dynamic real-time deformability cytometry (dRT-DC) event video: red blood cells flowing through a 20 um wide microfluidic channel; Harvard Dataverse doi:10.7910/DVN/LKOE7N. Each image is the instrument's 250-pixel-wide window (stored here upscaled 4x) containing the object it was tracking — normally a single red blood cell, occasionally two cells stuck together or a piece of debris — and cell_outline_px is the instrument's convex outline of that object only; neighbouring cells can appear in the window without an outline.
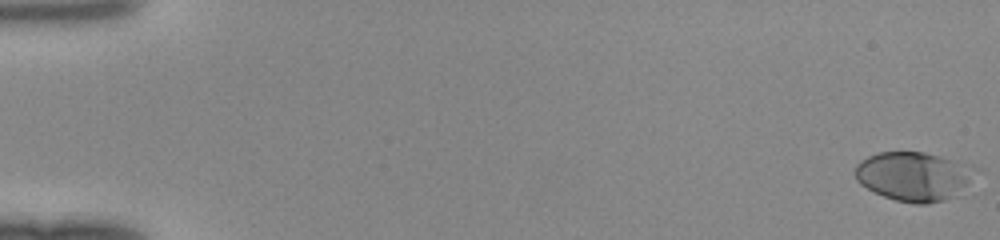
{"species": "human", "species_latin": "Homo sapiens", "temperature_condition": "room temperature", "stored_images_in_passage": 49, "camera_frame_rate_fps": 3000, "um_per_image_px": 0.085, "donor": {"sex": "female"}, "frame": {"image": 1, "passage_image": 1, "time_ms": 0.0, "image_size_px": [1000, 240], "cell_outline_px": [[984, 168], [964, 188], [944, 200], [924, 204], [912, 204], [896, 200], [884, 196], [860, 184], [856, 180], [852, 172], [856, 164], [860, 160], [868, 156], [880, 152], [924, 152], [972, 164]], "centroid_in_image_um": [77.71, 14.96], "position_along_channel_um": 7.3, "area_um2": 34.91}}
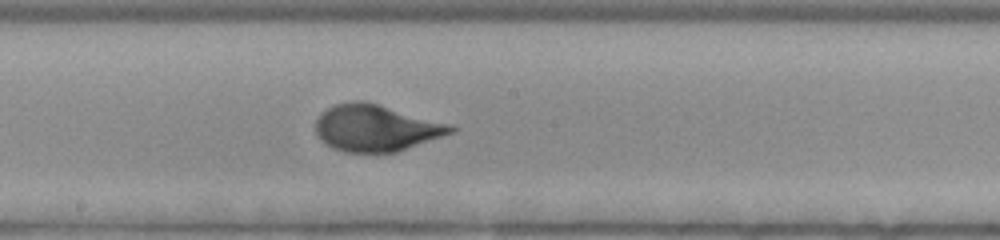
{"frame": {"image": 2, "passage_image": 28, "time_ms": 9.0, "image_size_px": [1000, 240], "cell_outline_px": [[456, 132], [396, 152], [344, 152], [332, 148], [324, 144], [316, 136], [316, 120], [320, 112], [336, 104], [352, 100], [364, 100], [452, 124], [456, 128]], "centroid_in_image_um": [31.95, 10.87], "position_along_channel_um": 216.3, "area_um2": 37.05}}
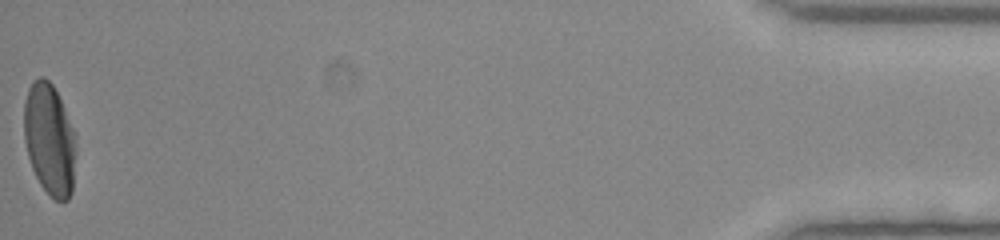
{"frame": {"image": 3, "passage_image": 49, "time_ms": 16.0, "image_size_px": [1000, 240], "cell_outline_px": [[76, 152], [72, 192], [68, 200], [56, 200], [40, 184], [32, 168], [28, 156], [24, 140], [24, 104], [28, 88], [32, 80], [40, 76], [44, 76], [52, 84], [76, 132]], "centroid_in_image_um": [4.22, 11.82], "position_along_channel_um": 431.0, "area_um2": 34.04}}